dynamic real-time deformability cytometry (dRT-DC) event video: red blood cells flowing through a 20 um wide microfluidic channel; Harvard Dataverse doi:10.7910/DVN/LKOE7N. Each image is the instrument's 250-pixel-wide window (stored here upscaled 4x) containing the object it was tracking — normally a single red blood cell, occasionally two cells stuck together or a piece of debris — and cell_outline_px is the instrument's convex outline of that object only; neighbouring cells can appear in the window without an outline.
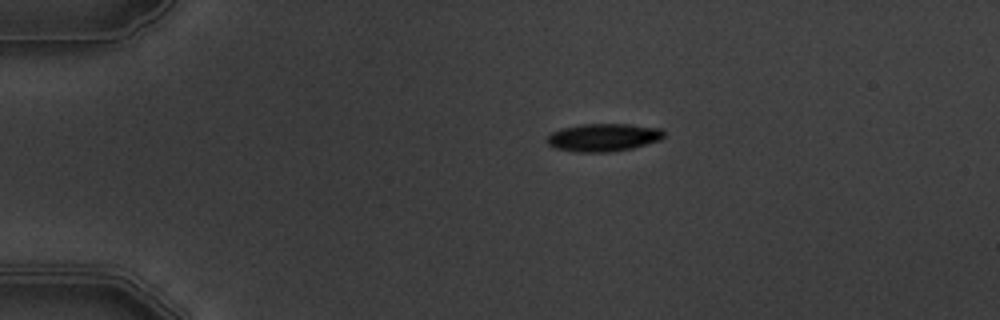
{"species": "common noctule bat (a hibernating species)", "species_latin": "Nyctalus noctula", "temperature_condition": "warm", "stored_images_in_passage": 5, "camera_frame_rate_fps": 3000, "um_per_image_px": 0.085, "animal": {"sex": "male", "body_mass_g": 19.5, "forearm_length_mm": 54.6}, "frame": {"image": 1, "passage_image": 4, "time_ms": 3.333, "image_size_px": [1000, 320], "cell_outline_px": [[664, 136], [660, 140], [632, 148], [612, 152], [576, 152], [556, 148], [548, 144], [544, 140], [552, 132], [560, 128], [580, 124], [628, 124], [660, 128], [664, 132]], "centroid_in_image_um": [51.26, 11.68], "position_along_channel_um": 33.7, "area_um2": 19.07}}